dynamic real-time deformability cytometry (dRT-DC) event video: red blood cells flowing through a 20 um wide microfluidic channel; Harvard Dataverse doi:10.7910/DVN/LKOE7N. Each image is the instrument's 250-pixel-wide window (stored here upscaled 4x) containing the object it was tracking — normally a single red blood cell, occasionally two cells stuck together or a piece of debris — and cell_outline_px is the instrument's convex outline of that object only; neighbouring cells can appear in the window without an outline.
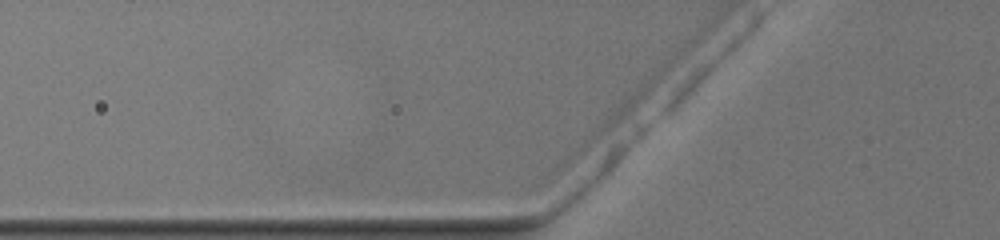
{"species": "common noctule bat (a hibernating species)", "species_latin": "Nyctalus noctula", "temperature_condition": "warm", "stored_images_in_passage": 3, "camera_frame_rate_fps": 3000, "um_per_image_px": 0.085, "animal": {"sex": "female", "body_mass_g": 19.5, "forearm_length_mm": 54.1}, "frame": {"image": 1, "passage_image": 2, "time_ms": 0.333, "image_size_px": [1000, 240], "cell_outline_px": [[496, 156], [488, 160], [340, 160], [324, 156], [324, 152], [376, 140], [480, 148], [496, 152]], "centroid_in_image_um": [34.69, 12.93], "position_along_channel_um": 91.1, "area_um2": 18.09}}